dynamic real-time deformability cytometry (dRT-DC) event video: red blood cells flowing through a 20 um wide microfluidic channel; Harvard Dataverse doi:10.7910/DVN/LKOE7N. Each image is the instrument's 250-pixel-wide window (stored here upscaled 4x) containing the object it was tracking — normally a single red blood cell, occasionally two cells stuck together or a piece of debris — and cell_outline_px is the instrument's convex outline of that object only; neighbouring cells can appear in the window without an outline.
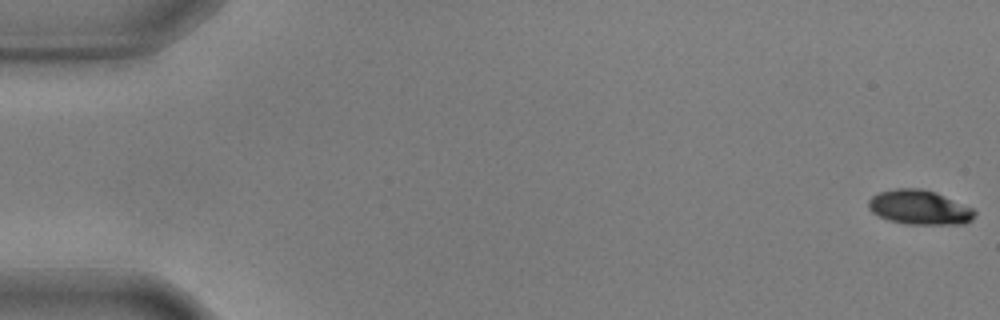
{"species": "common noctule bat (a hibernating species)", "species_latin": "Nyctalus noctula", "temperature_condition": "warm", "stored_images_in_passage": 54, "camera_frame_rate_fps": 3000, "um_per_image_px": 0.085, "animal": {"sex": "male", "body_mass_g": 17.9, "forearm_length_mm": 54.2}, "frame": {"image": 1, "passage_image": 1, "time_ms": 0.0, "image_size_px": [1000, 320], "cell_outline_px": [[976, 216], [972, 220], [964, 224], [904, 224], [888, 220], [872, 212], [868, 208], [868, 200], [872, 196], [880, 192], [896, 188], [920, 188], [936, 192], [972, 208], [976, 212]], "centroid_in_image_um": [78.15, 17.63], "position_along_channel_um": 6.8, "area_um2": 21.39}}
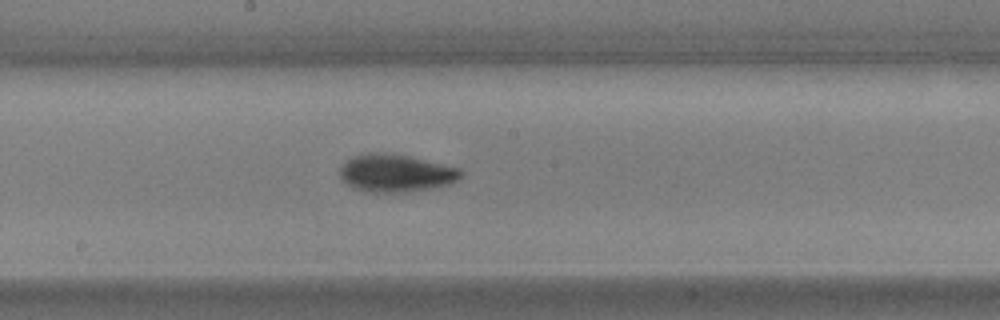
{"frame": {"image": 2, "passage_image": 31, "time_ms": 10.0, "image_size_px": [1000, 320], "cell_outline_px": [[464, 172], [456, 180], [448, 184], [428, 188], [404, 192], [364, 192], [352, 188], [340, 176], [340, 168], [348, 160], [356, 156], [368, 152], [384, 152], [408, 156], [460, 168]], "centroid_in_image_um": [33.62, 14.71], "position_along_channel_um": 214.6, "area_um2": 26.24}}
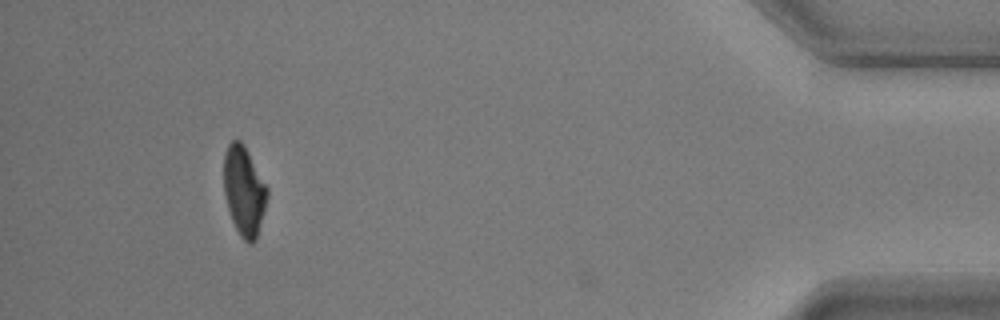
{"frame": {"image": 3, "passage_image": 53, "time_ms": 17.333, "image_size_px": [1000, 320], "cell_outline_px": [[268, 196], [256, 240], [252, 244], [248, 244], [240, 236], [232, 220], [228, 208], [224, 192], [224, 152], [228, 144], [232, 140], [240, 140], [244, 144], [268, 188]], "centroid_in_image_um": [20.74, 16.22], "position_along_channel_um": 414.5, "area_um2": 22.6}, "authors_computed_cell_mechanics": {"area_um2": 24.1315, "velocity_mm_per_s": 3.5771, "shape_relaxation_time_tau1_ms": 2.9574, "shape_relaxation_time_tau2_ms": 11.2058, "deformation_change_tau1": 0.1494, "deformation_change_tau2": 0.1175}}